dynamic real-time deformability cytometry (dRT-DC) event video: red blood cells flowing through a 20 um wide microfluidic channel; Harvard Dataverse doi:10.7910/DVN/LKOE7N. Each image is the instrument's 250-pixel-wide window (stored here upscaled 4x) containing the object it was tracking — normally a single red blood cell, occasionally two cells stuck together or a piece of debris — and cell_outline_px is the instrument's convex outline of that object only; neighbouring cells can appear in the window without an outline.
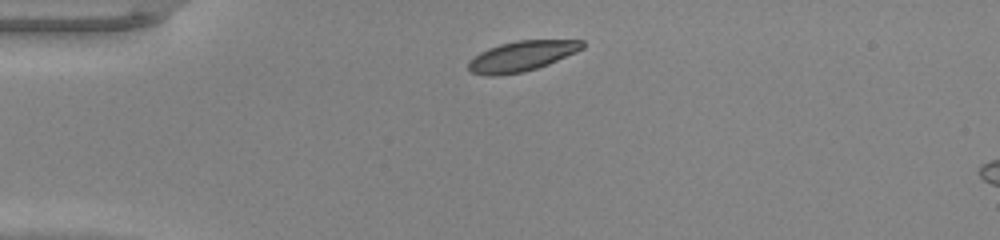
{"species": "common noctule bat (a hibernating species)", "species_latin": "Nyctalus noctula", "temperature_condition": "warm", "stored_images_in_passage": 34, "camera_frame_rate_fps": 3000, "um_per_image_px": 0.085, "animal": {"sex": "male", "body_mass_g": 20.0, "forearm_length_mm": 53.3}, "frame": {"image": 1, "passage_image": 1, "time_ms": 0.0, "image_size_px": [1000, 240], "cell_outline_px": [[576, 48], [544, 64], [512, 72], [488, 72], [476, 60], [480, 56], [496, 48], [508, 44], [532, 40], [572, 40]], "centroid_in_image_um": [44.55, 4.67], "position_along_channel_um": 40.5, "area_um2": 15.09}}
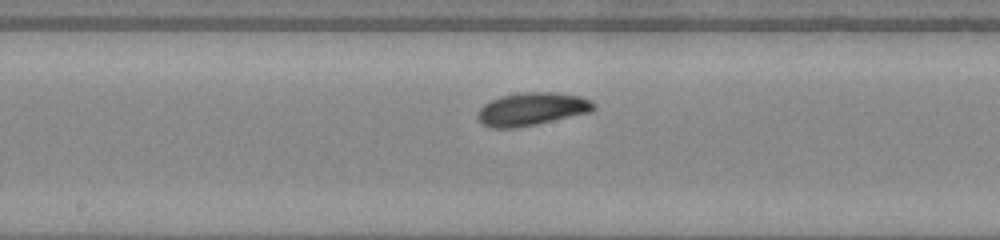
{"frame": {"image": 2, "passage_image": 15, "time_ms": 4.667, "image_size_px": [1000, 240], "cell_outline_px": [[588, 108], [540, 120], [516, 124], [496, 124], [484, 120], [484, 112], [492, 104], [504, 100], [532, 96], [552, 96], [580, 100], [588, 104]], "centroid_in_image_um": [45.14, 9.29], "position_along_channel_um": 203.1, "area_um2": 14.68}}
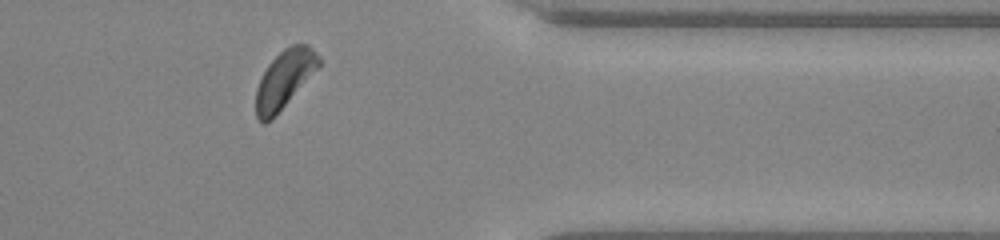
{"frame": {"image": 3, "passage_image": 29, "time_ms": 9.333, "image_size_px": [1000, 240], "cell_outline_px": [[300, 68], [288, 96], [276, 112], [268, 120], [264, 120], [260, 116], [256, 108], [256, 100], [260, 84], [268, 68], [280, 56], [300, 64]], "centroid_in_image_um": [23.46, 7.36], "position_along_channel_um": 387.9, "area_um2": 11.85}}